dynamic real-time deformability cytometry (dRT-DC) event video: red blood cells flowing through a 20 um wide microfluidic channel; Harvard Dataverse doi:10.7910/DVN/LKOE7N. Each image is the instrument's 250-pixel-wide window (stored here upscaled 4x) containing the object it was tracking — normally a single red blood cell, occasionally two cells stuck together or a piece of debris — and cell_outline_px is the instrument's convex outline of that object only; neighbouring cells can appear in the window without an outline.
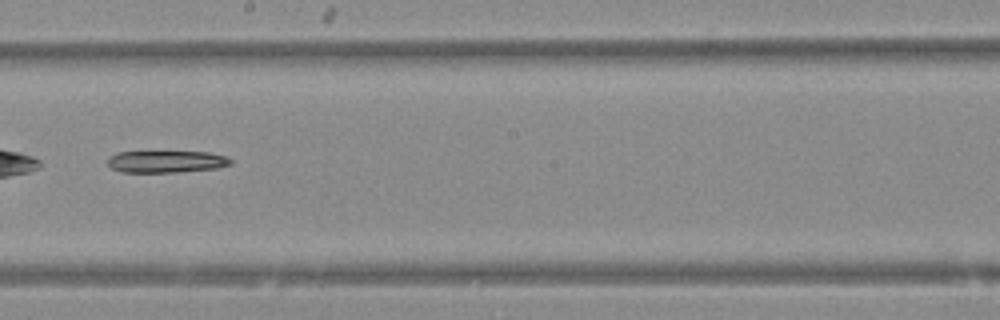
{"species": "Egyptian fruit bat (a non-hibernating species)", "species_latin": "Rousettus aegyptiacus", "temperature_condition": "warm", "stored_images_in_passage": 36, "camera_frame_rate_fps": 3000, "um_per_image_px": 0.085, "animal": {"sex": "female"}, "frame": {"image": 1, "passage_image": 16, "time_ms": 5.0, "image_size_px": [1000, 320], "cell_outline_px": [[232, 164], [216, 168], [176, 172], [124, 172], [112, 168], [108, 164], [108, 156], [116, 152], [208, 152], [224, 156], [232, 160]], "centroid_in_image_um": [14.11, 13.73], "position_along_channel_um": 234.1, "area_um2": 15.61}}